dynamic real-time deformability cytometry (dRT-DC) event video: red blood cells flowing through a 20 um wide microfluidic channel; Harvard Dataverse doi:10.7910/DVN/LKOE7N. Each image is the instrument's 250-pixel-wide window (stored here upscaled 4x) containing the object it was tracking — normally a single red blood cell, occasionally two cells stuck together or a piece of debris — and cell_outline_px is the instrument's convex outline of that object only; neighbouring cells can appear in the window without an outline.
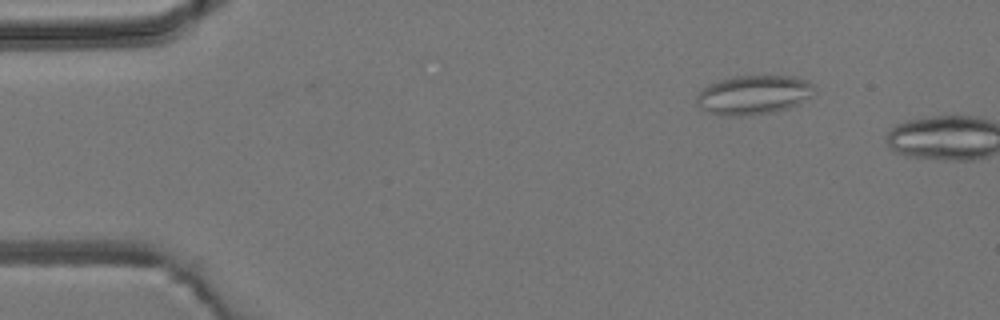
{"species": "common noctule bat (a hibernating species)", "species_latin": "Nyctalus noctula", "temperature_condition": "room temperature", "stored_images_in_passage": 3, "camera_frame_rate_fps": 3000, "um_per_image_px": 0.085, "animal": {"sex": "male", "body_mass_g": 19.2, "forearm_length_mm": 51.8}, "frame": {"image": 1, "passage_image": 1, "time_ms": 0.0, "image_size_px": [1000, 320], "cell_outline_px": [[816, 92], [812, 96], [788, 108], [772, 112], [740, 116], [724, 116], [708, 112], [700, 108], [696, 104], [696, 96], [708, 84], [720, 80], [736, 76], [796, 76], [808, 80], [816, 88]], "centroid_in_image_um": [64.07, 8.06], "position_along_channel_um": 20.9, "area_um2": 26.99}}
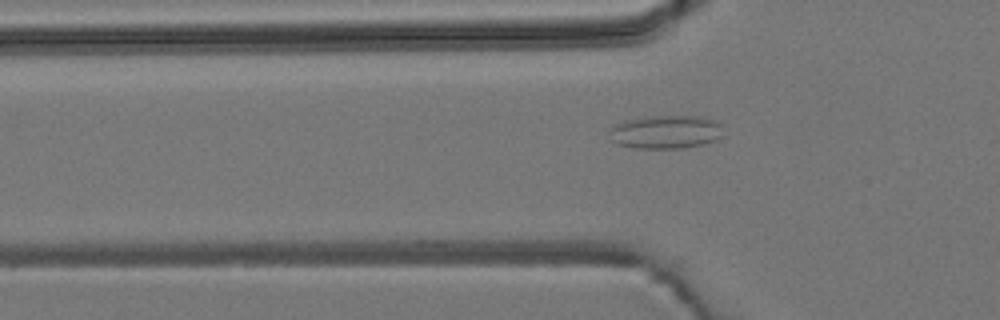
{"frame": {"image": 2, "passage_image": 3, "time_ms": 3.333, "image_size_px": [1000, 320], "cell_outline_px": [[724, 136], [716, 140], [704, 144], [684, 148], [636, 148], [616, 144], [608, 140], [608, 128], [612, 124], [624, 120], [648, 116], [700, 116], [716, 120], [720, 124]], "centroid_in_image_um": [56.53, 11.21], "position_along_channel_um": 69.3, "area_um2": 22.83}}